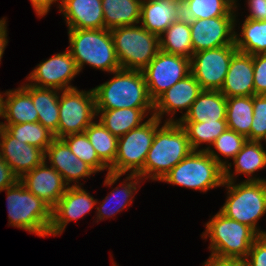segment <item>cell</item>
Here are the masks:
<instances>
[{
	"instance_id": "e0dca14e",
	"label": "cell",
	"mask_w": 266,
	"mask_h": 266,
	"mask_svg": "<svg viewBox=\"0 0 266 266\" xmlns=\"http://www.w3.org/2000/svg\"><path fill=\"white\" fill-rule=\"evenodd\" d=\"M0 156L19 179L45 161L42 149L17 140L5 128L0 137Z\"/></svg>"
},
{
	"instance_id": "6da1fadb",
	"label": "cell",
	"mask_w": 266,
	"mask_h": 266,
	"mask_svg": "<svg viewBox=\"0 0 266 266\" xmlns=\"http://www.w3.org/2000/svg\"><path fill=\"white\" fill-rule=\"evenodd\" d=\"M113 75L93 88L96 109L134 108L152 117L154 101L149 96L142 71L120 69Z\"/></svg>"
},
{
	"instance_id": "2e32d148",
	"label": "cell",
	"mask_w": 266,
	"mask_h": 266,
	"mask_svg": "<svg viewBox=\"0 0 266 266\" xmlns=\"http://www.w3.org/2000/svg\"><path fill=\"white\" fill-rule=\"evenodd\" d=\"M201 91L200 84L190 73L185 78L175 83L170 89L163 92L154 101L153 116L163 120V115H167V117L171 115L164 121L178 122L189 111L192 103L196 100ZM182 110H185L184 114ZM177 111L182 113V116L179 119H174V114H176Z\"/></svg>"
},
{
	"instance_id": "ffe728a7",
	"label": "cell",
	"mask_w": 266,
	"mask_h": 266,
	"mask_svg": "<svg viewBox=\"0 0 266 266\" xmlns=\"http://www.w3.org/2000/svg\"><path fill=\"white\" fill-rule=\"evenodd\" d=\"M59 11L68 29H103L102 0H61Z\"/></svg>"
},
{
	"instance_id": "f35d334b",
	"label": "cell",
	"mask_w": 266,
	"mask_h": 266,
	"mask_svg": "<svg viewBox=\"0 0 266 266\" xmlns=\"http://www.w3.org/2000/svg\"><path fill=\"white\" fill-rule=\"evenodd\" d=\"M253 117L250 141H260L266 134V95H253Z\"/></svg>"
},
{
	"instance_id": "7a4b0ae2",
	"label": "cell",
	"mask_w": 266,
	"mask_h": 266,
	"mask_svg": "<svg viewBox=\"0 0 266 266\" xmlns=\"http://www.w3.org/2000/svg\"><path fill=\"white\" fill-rule=\"evenodd\" d=\"M155 132L147 153L144 168L138 175L144 179L160 181L193 150L185 130L178 122H163Z\"/></svg>"
},
{
	"instance_id": "3957f363",
	"label": "cell",
	"mask_w": 266,
	"mask_h": 266,
	"mask_svg": "<svg viewBox=\"0 0 266 266\" xmlns=\"http://www.w3.org/2000/svg\"><path fill=\"white\" fill-rule=\"evenodd\" d=\"M67 49L75 59L79 72L88 64L96 70L113 73L121 66L108 29H68Z\"/></svg>"
},
{
	"instance_id": "7dc6e473",
	"label": "cell",
	"mask_w": 266,
	"mask_h": 266,
	"mask_svg": "<svg viewBox=\"0 0 266 266\" xmlns=\"http://www.w3.org/2000/svg\"><path fill=\"white\" fill-rule=\"evenodd\" d=\"M173 3L178 4L181 8L190 0H171Z\"/></svg>"
},
{
	"instance_id": "cb8c5ba5",
	"label": "cell",
	"mask_w": 266,
	"mask_h": 266,
	"mask_svg": "<svg viewBox=\"0 0 266 266\" xmlns=\"http://www.w3.org/2000/svg\"><path fill=\"white\" fill-rule=\"evenodd\" d=\"M32 97L38 113V122L58 138L59 94L55 88H40L29 83L21 85Z\"/></svg>"
},
{
	"instance_id": "5bb4252c",
	"label": "cell",
	"mask_w": 266,
	"mask_h": 266,
	"mask_svg": "<svg viewBox=\"0 0 266 266\" xmlns=\"http://www.w3.org/2000/svg\"><path fill=\"white\" fill-rule=\"evenodd\" d=\"M237 15L189 20L193 53L234 44Z\"/></svg>"
},
{
	"instance_id": "60d3db41",
	"label": "cell",
	"mask_w": 266,
	"mask_h": 266,
	"mask_svg": "<svg viewBox=\"0 0 266 266\" xmlns=\"http://www.w3.org/2000/svg\"><path fill=\"white\" fill-rule=\"evenodd\" d=\"M246 261L249 266H266V235H261L254 241Z\"/></svg>"
},
{
	"instance_id": "4316f807",
	"label": "cell",
	"mask_w": 266,
	"mask_h": 266,
	"mask_svg": "<svg viewBox=\"0 0 266 266\" xmlns=\"http://www.w3.org/2000/svg\"><path fill=\"white\" fill-rule=\"evenodd\" d=\"M128 175L121 187H115L105 199L100 202L99 207H96V215L98 221L115 216L116 213L122 211L126 206H130L134 199L135 193L138 192L137 186L143 181L138 174ZM128 181V182H127ZM112 205V206H111Z\"/></svg>"
},
{
	"instance_id": "f6af8a7d",
	"label": "cell",
	"mask_w": 266,
	"mask_h": 266,
	"mask_svg": "<svg viewBox=\"0 0 266 266\" xmlns=\"http://www.w3.org/2000/svg\"><path fill=\"white\" fill-rule=\"evenodd\" d=\"M61 0H30L31 5L39 18L47 15L51 5Z\"/></svg>"
},
{
	"instance_id": "8992f818",
	"label": "cell",
	"mask_w": 266,
	"mask_h": 266,
	"mask_svg": "<svg viewBox=\"0 0 266 266\" xmlns=\"http://www.w3.org/2000/svg\"><path fill=\"white\" fill-rule=\"evenodd\" d=\"M227 198L220 212L227 218L251 227L259 236L266 235L260 230L258 220L266 214V181H247L235 183L224 181Z\"/></svg>"
},
{
	"instance_id": "8fae6325",
	"label": "cell",
	"mask_w": 266,
	"mask_h": 266,
	"mask_svg": "<svg viewBox=\"0 0 266 266\" xmlns=\"http://www.w3.org/2000/svg\"><path fill=\"white\" fill-rule=\"evenodd\" d=\"M237 51L235 45H226L193 53L190 59V71L202 90L220 91L232 56Z\"/></svg>"
},
{
	"instance_id": "f1b7e54d",
	"label": "cell",
	"mask_w": 266,
	"mask_h": 266,
	"mask_svg": "<svg viewBox=\"0 0 266 266\" xmlns=\"http://www.w3.org/2000/svg\"><path fill=\"white\" fill-rule=\"evenodd\" d=\"M99 122L114 136L121 137L140 127L147 116L141 109H96Z\"/></svg>"
},
{
	"instance_id": "d6a6232c",
	"label": "cell",
	"mask_w": 266,
	"mask_h": 266,
	"mask_svg": "<svg viewBox=\"0 0 266 266\" xmlns=\"http://www.w3.org/2000/svg\"><path fill=\"white\" fill-rule=\"evenodd\" d=\"M237 0H190L182 7V16L188 20L236 15Z\"/></svg>"
},
{
	"instance_id": "1f68e13d",
	"label": "cell",
	"mask_w": 266,
	"mask_h": 266,
	"mask_svg": "<svg viewBox=\"0 0 266 266\" xmlns=\"http://www.w3.org/2000/svg\"><path fill=\"white\" fill-rule=\"evenodd\" d=\"M226 122L227 128L234 130L250 141L253 121V96L228 97Z\"/></svg>"
},
{
	"instance_id": "d4e9b609",
	"label": "cell",
	"mask_w": 266,
	"mask_h": 266,
	"mask_svg": "<svg viewBox=\"0 0 266 266\" xmlns=\"http://www.w3.org/2000/svg\"><path fill=\"white\" fill-rule=\"evenodd\" d=\"M227 100L219 90H202L178 122L226 120Z\"/></svg>"
},
{
	"instance_id": "7bdbcfd3",
	"label": "cell",
	"mask_w": 266,
	"mask_h": 266,
	"mask_svg": "<svg viewBox=\"0 0 266 266\" xmlns=\"http://www.w3.org/2000/svg\"><path fill=\"white\" fill-rule=\"evenodd\" d=\"M249 14L246 19L266 20V0H248Z\"/></svg>"
},
{
	"instance_id": "816d5d0a",
	"label": "cell",
	"mask_w": 266,
	"mask_h": 266,
	"mask_svg": "<svg viewBox=\"0 0 266 266\" xmlns=\"http://www.w3.org/2000/svg\"><path fill=\"white\" fill-rule=\"evenodd\" d=\"M116 264H117V263H115V262L112 263L113 266H118V265H116Z\"/></svg>"
},
{
	"instance_id": "f546056e",
	"label": "cell",
	"mask_w": 266,
	"mask_h": 266,
	"mask_svg": "<svg viewBox=\"0 0 266 266\" xmlns=\"http://www.w3.org/2000/svg\"><path fill=\"white\" fill-rule=\"evenodd\" d=\"M160 50L191 59L193 45L189 20L181 16L159 37Z\"/></svg>"
},
{
	"instance_id": "b9f144b4",
	"label": "cell",
	"mask_w": 266,
	"mask_h": 266,
	"mask_svg": "<svg viewBox=\"0 0 266 266\" xmlns=\"http://www.w3.org/2000/svg\"><path fill=\"white\" fill-rule=\"evenodd\" d=\"M19 178L11 171L10 166L0 156V192L13 186Z\"/></svg>"
},
{
	"instance_id": "ba28073f",
	"label": "cell",
	"mask_w": 266,
	"mask_h": 266,
	"mask_svg": "<svg viewBox=\"0 0 266 266\" xmlns=\"http://www.w3.org/2000/svg\"><path fill=\"white\" fill-rule=\"evenodd\" d=\"M161 181L204 193L223 186L224 168L206 151H192Z\"/></svg>"
},
{
	"instance_id": "f907efd6",
	"label": "cell",
	"mask_w": 266,
	"mask_h": 266,
	"mask_svg": "<svg viewBox=\"0 0 266 266\" xmlns=\"http://www.w3.org/2000/svg\"><path fill=\"white\" fill-rule=\"evenodd\" d=\"M264 141L266 143V134L261 138L260 142Z\"/></svg>"
},
{
	"instance_id": "e575fe53",
	"label": "cell",
	"mask_w": 266,
	"mask_h": 266,
	"mask_svg": "<svg viewBox=\"0 0 266 266\" xmlns=\"http://www.w3.org/2000/svg\"><path fill=\"white\" fill-rule=\"evenodd\" d=\"M99 159L110 168L115 161L118 137L112 135L99 121H94L85 130Z\"/></svg>"
},
{
	"instance_id": "c3c4849f",
	"label": "cell",
	"mask_w": 266,
	"mask_h": 266,
	"mask_svg": "<svg viewBox=\"0 0 266 266\" xmlns=\"http://www.w3.org/2000/svg\"><path fill=\"white\" fill-rule=\"evenodd\" d=\"M3 94V92H0V115H2Z\"/></svg>"
},
{
	"instance_id": "52a82bcc",
	"label": "cell",
	"mask_w": 266,
	"mask_h": 266,
	"mask_svg": "<svg viewBox=\"0 0 266 266\" xmlns=\"http://www.w3.org/2000/svg\"><path fill=\"white\" fill-rule=\"evenodd\" d=\"M8 223L39 237L49 236L52 209L19 180L6 188Z\"/></svg>"
},
{
	"instance_id": "9c48e42d",
	"label": "cell",
	"mask_w": 266,
	"mask_h": 266,
	"mask_svg": "<svg viewBox=\"0 0 266 266\" xmlns=\"http://www.w3.org/2000/svg\"><path fill=\"white\" fill-rule=\"evenodd\" d=\"M110 31L121 69L142 71L160 51L159 36L141 25Z\"/></svg>"
},
{
	"instance_id": "44dd1931",
	"label": "cell",
	"mask_w": 266,
	"mask_h": 266,
	"mask_svg": "<svg viewBox=\"0 0 266 266\" xmlns=\"http://www.w3.org/2000/svg\"><path fill=\"white\" fill-rule=\"evenodd\" d=\"M253 55L237 51L231 59L220 92L226 97L253 96Z\"/></svg>"
},
{
	"instance_id": "9a60e30c",
	"label": "cell",
	"mask_w": 266,
	"mask_h": 266,
	"mask_svg": "<svg viewBox=\"0 0 266 266\" xmlns=\"http://www.w3.org/2000/svg\"><path fill=\"white\" fill-rule=\"evenodd\" d=\"M99 203L82 186H69L52 209L49 236L61 235L71 221H77Z\"/></svg>"
},
{
	"instance_id": "603a6c76",
	"label": "cell",
	"mask_w": 266,
	"mask_h": 266,
	"mask_svg": "<svg viewBox=\"0 0 266 266\" xmlns=\"http://www.w3.org/2000/svg\"><path fill=\"white\" fill-rule=\"evenodd\" d=\"M182 16V8L171 0H143L141 26L159 37Z\"/></svg>"
},
{
	"instance_id": "7402d4cb",
	"label": "cell",
	"mask_w": 266,
	"mask_h": 266,
	"mask_svg": "<svg viewBox=\"0 0 266 266\" xmlns=\"http://www.w3.org/2000/svg\"><path fill=\"white\" fill-rule=\"evenodd\" d=\"M234 172L231 164L224 168V181H235L237 175L243 174L247 181H266V178L255 177V172L266 167V150L260 141H246L241 151L232 159ZM252 175H254L252 177Z\"/></svg>"
},
{
	"instance_id": "484cf974",
	"label": "cell",
	"mask_w": 266,
	"mask_h": 266,
	"mask_svg": "<svg viewBox=\"0 0 266 266\" xmlns=\"http://www.w3.org/2000/svg\"><path fill=\"white\" fill-rule=\"evenodd\" d=\"M6 96V98H4ZM3 124H21L38 122V113L31 95L22 87L7 90L3 94Z\"/></svg>"
},
{
	"instance_id": "681fc988",
	"label": "cell",
	"mask_w": 266,
	"mask_h": 266,
	"mask_svg": "<svg viewBox=\"0 0 266 266\" xmlns=\"http://www.w3.org/2000/svg\"><path fill=\"white\" fill-rule=\"evenodd\" d=\"M0 117H2V116L0 115ZM3 128H4L3 122L0 121V137H1V133H2Z\"/></svg>"
},
{
	"instance_id": "836d02e7",
	"label": "cell",
	"mask_w": 266,
	"mask_h": 266,
	"mask_svg": "<svg viewBox=\"0 0 266 266\" xmlns=\"http://www.w3.org/2000/svg\"><path fill=\"white\" fill-rule=\"evenodd\" d=\"M178 123L185 130L193 151H198L201 144L204 143L208 144L207 147L199 149V151H206L216 138L227 129L226 120Z\"/></svg>"
},
{
	"instance_id": "74e56055",
	"label": "cell",
	"mask_w": 266,
	"mask_h": 266,
	"mask_svg": "<svg viewBox=\"0 0 266 266\" xmlns=\"http://www.w3.org/2000/svg\"><path fill=\"white\" fill-rule=\"evenodd\" d=\"M79 159L88 164L96 173L109 168L99 159L86 133L69 134L61 138Z\"/></svg>"
},
{
	"instance_id": "bcb514c9",
	"label": "cell",
	"mask_w": 266,
	"mask_h": 266,
	"mask_svg": "<svg viewBox=\"0 0 266 266\" xmlns=\"http://www.w3.org/2000/svg\"><path fill=\"white\" fill-rule=\"evenodd\" d=\"M6 23H7L6 18L3 17L2 19H0V62L3 57L7 43H8Z\"/></svg>"
},
{
	"instance_id": "d6986e66",
	"label": "cell",
	"mask_w": 266,
	"mask_h": 266,
	"mask_svg": "<svg viewBox=\"0 0 266 266\" xmlns=\"http://www.w3.org/2000/svg\"><path fill=\"white\" fill-rule=\"evenodd\" d=\"M48 157V158H47ZM45 160L58 171L64 182L69 186H81L79 179L90 177L96 172L84 161L71 152L68 145L61 138H54L45 152Z\"/></svg>"
},
{
	"instance_id": "5b68a950",
	"label": "cell",
	"mask_w": 266,
	"mask_h": 266,
	"mask_svg": "<svg viewBox=\"0 0 266 266\" xmlns=\"http://www.w3.org/2000/svg\"><path fill=\"white\" fill-rule=\"evenodd\" d=\"M203 239L210 238V256L221 259H246L259 235L249 226L227 218L218 211L206 224Z\"/></svg>"
},
{
	"instance_id": "4fadbf2b",
	"label": "cell",
	"mask_w": 266,
	"mask_h": 266,
	"mask_svg": "<svg viewBox=\"0 0 266 266\" xmlns=\"http://www.w3.org/2000/svg\"><path fill=\"white\" fill-rule=\"evenodd\" d=\"M36 66L26 79L30 81L29 84L40 88H55L60 91L75 88L70 82L80 72L69 50L54 54Z\"/></svg>"
},
{
	"instance_id": "277c9868",
	"label": "cell",
	"mask_w": 266,
	"mask_h": 266,
	"mask_svg": "<svg viewBox=\"0 0 266 266\" xmlns=\"http://www.w3.org/2000/svg\"><path fill=\"white\" fill-rule=\"evenodd\" d=\"M162 121L157 117L148 118L143 124L118 138L117 154L114 164L107 172L104 185L116 183L122 175L138 174L145 164L147 153L153 143L155 132Z\"/></svg>"
},
{
	"instance_id": "7c38bea8",
	"label": "cell",
	"mask_w": 266,
	"mask_h": 266,
	"mask_svg": "<svg viewBox=\"0 0 266 266\" xmlns=\"http://www.w3.org/2000/svg\"><path fill=\"white\" fill-rule=\"evenodd\" d=\"M142 73L149 96L155 101L163 92L191 73L190 59L160 50Z\"/></svg>"
},
{
	"instance_id": "4dcf8cb0",
	"label": "cell",
	"mask_w": 266,
	"mask_h": 266,
	"mask_svg": "<svg viewBox=\"0 0 266 266\" xmlns=\"http://www.w3.org/2000/svg\"><path fill=\"white\" fill-rule=\"evenodd\" d=\"M241 33L235 31L234 44L239 52L245 54L266 53V20L244 19Z\"/></svg>"
},
{
	"instance_id": "83f0119b",
	"label": "cell",
	"mask_w": 266,
	"mask_h": 266,
	"mask_svg": "<svg viewBox=\"0 0 266 266\" xmlns=\"http://www.w3.org/2000/svg\"><path fill=\"white\" fill-rule=\"evenodd\" d=\"M142 1L102 0L105 29L139 24Z\"/></svg>"
},
{
	"instance_id": "30bf717a",
	"label": "cell",
	"mask_w": 266,
	"mask_h": 266,
	"mask_svg": "<svg viewBox=\"0 0 266 266\" xmlns=\"http://www.w3.org/2000/svg\"><path fill=\"white\" fill-rule=\"evenodd\" d=\"M59 94L58 138L69 134L84 133L97 118L93 89H66ZM96 117V118H95Z\"/></svg>"
},
{
	"instance_id": "ab89813d",
	"label": "cell",
	"mask_w": 266,
	"mask_h": 266,
	"mask_svg": "<svg viewBox=\"0 0 266 266\" xmlns=\"http://www.w3.org/2000/svg\"><path fill=\"white\" fill-rule=\"evenodd\" d=\"M255 95H266V53L253 55Z\"/></svg>"
},
{
	"instance_id": "8d00e7d4",
	"label": "cell",
	"mask_w": 266,
	"mask_h": 266,
	"mask_svg": "<svg viewBox=\"0 0 266 266\" xmlns=\"http://www.w3.org/2000/svg\"><path fill=\"white\" fill-rule=\"evenodd\" d=\"M246 141L247 138L245 136L227 128L216 138L206 152L225 168L229 162L222 160L219 154L225 156V159H233L241 151ZM213 148L216 150H213Z\"/></svg>"
},
{
	"instance_id": "ac0fdd59",
	"label": "cell",
	"mask_w": 266,
	"mask_h": 266,
	"mask_svg": "<svg viewBox=\"0 0 266 266\" xmlns=\"http://www.w3.org/2000/svg\"><path fill=\"white\" fill-rule=\"evenodd\" d=\"M46 160L33 170L25 173L19 181L51 209L64 195L68 185L57 170L48 165Z\"/></svg>"
},
{
	"instance_id": "ee69618b",
	"label": "cell",
	"mask_w": 266,
	"mask_h": 266,
	"mask_svg": "<svg viewBox=\"0 0 266 266\" xmlns=\"http://www.w3.org/2000/svg\"><path fill=\"white\" fill-rule=\"evenodd\" d=\"M203 266H249L246 259H221L214 256L204 262Z\"/></svg>"
},
{
	"instance_id": "d590c367",
	"label": "cell",
	"mask_w": 266,
	"mask_h": 266,
	"mask_svg": "<svg viewBox=\"0 0 266 266\" xmlns=\"http://www.w3.org/2000/svg\"><path fill=\"white\" fill-rule=\"evenodd\" d=\"M3 126L17 140L38 147L44 152L55 138L54 134L39 122L3 124Z\"/></svg>"
}]
</instances>
